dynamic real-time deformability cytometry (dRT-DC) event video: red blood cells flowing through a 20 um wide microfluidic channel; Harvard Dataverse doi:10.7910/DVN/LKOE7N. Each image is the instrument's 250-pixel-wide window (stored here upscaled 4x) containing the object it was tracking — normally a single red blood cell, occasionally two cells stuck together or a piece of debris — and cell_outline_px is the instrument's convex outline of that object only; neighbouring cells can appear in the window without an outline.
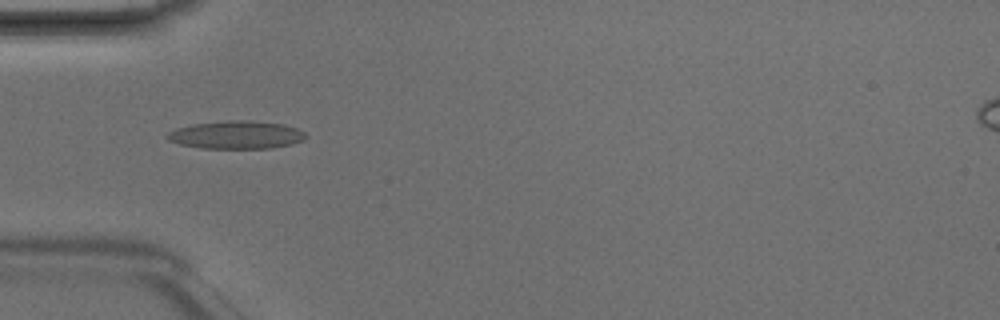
{"species": "Egyptian fruit bat (a non-hibernating species)", "species_latin": "Rousettus aegyptiacus", "temperature_condition": "room temperature", "stored_images_in_passage": 4, "camera_frame_rate_fps": 3000, "um_per_image_px": 0.085, "animal": {"sex": "male"}, "frame": {"image": 1, "passage_image": 3, "time_ms": 0.667, "image_size_px": [1000, 320], "cell_outline_px": [[308, 136], [304, 140], [292, 144], [272, 148], [200, 148], [180, 144], [168, 140], [164, 136], [168, 132], [176, 128], [192, 124], [228, 120], [252, 120], [284, 124], [296, 128], [304, 132]], "centroid_in_image_um": [20.09, 11.46], "position_along_channel_um": 64.9, "area_um2": 22.77}}